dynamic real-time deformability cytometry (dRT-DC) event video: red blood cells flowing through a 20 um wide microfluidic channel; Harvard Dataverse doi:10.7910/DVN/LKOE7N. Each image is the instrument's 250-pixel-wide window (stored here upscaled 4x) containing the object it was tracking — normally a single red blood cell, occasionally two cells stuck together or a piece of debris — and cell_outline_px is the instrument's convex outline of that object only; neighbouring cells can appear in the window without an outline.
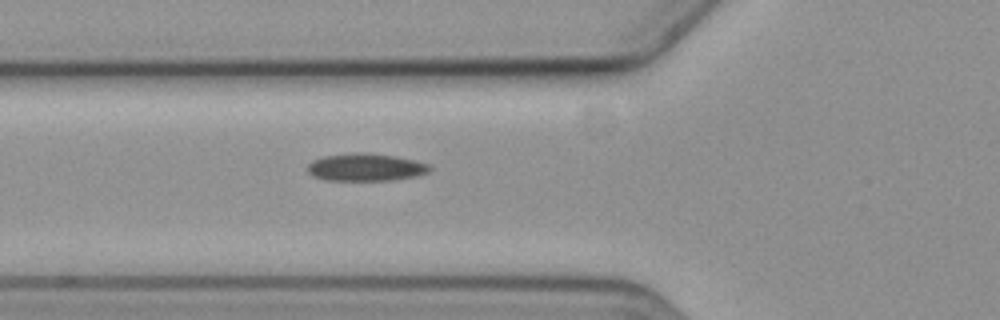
{"species": "common noctule bat (a hibernating species)", "species_latin": "Nyctalus noctula", "temperature_condition": "cold", "stored_images_in_passage": 6, "camera_frame_rate_fps": 3000, "um_per_image_px": 0.085, "animal": {"sex": "female", "body_mass_g": 19.3, "forearm_length_mm": 54.1}, "frame": {"image": 1, "passage_image": 6, "time_ms": 6.667, "image_size_px": [1000, 320], "cell_outline_px": [[432, 168], [428, 172], [416, 176], [392, 180], [324, 180], [312, 176], [308, 172], [308, 164], [312, 160], [324, 156], [352, 152], [364, 152], [396, 156], [416, 160], [428, 164]], "centroid_in_image_um": [31.07, 14.21], "position_along_channel_um": 94.7, "area_um2": 19.77}}